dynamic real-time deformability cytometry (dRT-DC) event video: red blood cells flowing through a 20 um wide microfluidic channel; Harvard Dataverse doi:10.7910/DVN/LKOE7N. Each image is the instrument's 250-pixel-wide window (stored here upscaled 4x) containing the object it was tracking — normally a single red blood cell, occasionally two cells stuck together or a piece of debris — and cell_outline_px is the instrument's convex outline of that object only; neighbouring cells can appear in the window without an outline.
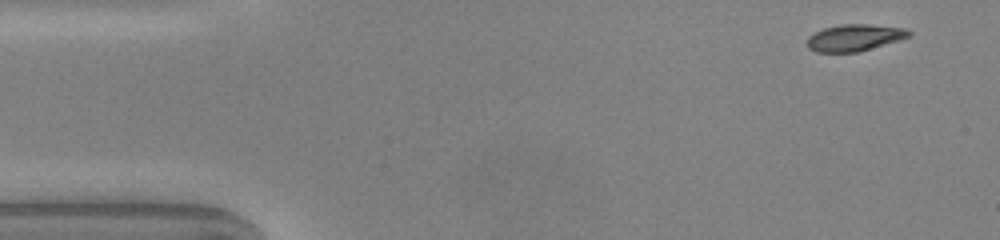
{"species": "common noctule bat (a hibernating species)", "species_latin": "Nyctalus noctula", "temperature_condition": "warm", "stored_images_in_passage": 47, "camera_frame_rate_fps": 3000, "um_per_image_px": 0.085, "animal": {"sex": "male", "body_mass_g": 20.0, "forearm_length_mm": 53.3}, "frame": {"image": 1, "passage_image": 1, "time_ms": 0.0, "image_size_px": [1000, 240], "cell_outline_px": [[912, 36], [900, 40], [856, 52], [816, 52], [808, 48], [808, 36], [824, 28], [840, 24], [864, 24], [904, 28], [912, 32]], "centroid_in_image_um": [72.64, 3.2], "position_along_channel_um": 12.4, "area_um2": 15.72}}
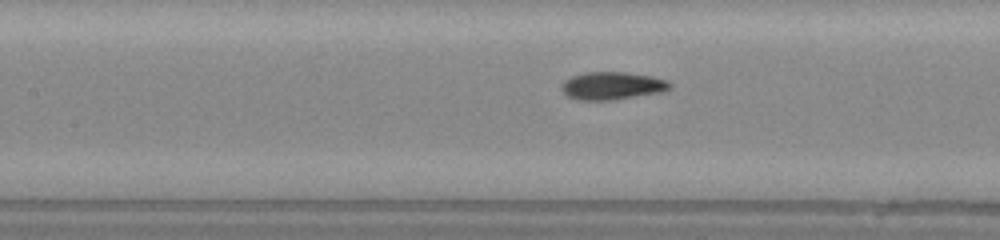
{"frame": {"image": 2, "passage_image": 19, "time_ms": 6.0, "image_size_px": [1000, 240], "cell_outline_px": [[672, 84], [668, 88], [656, 92], [608, 100], [580, 100], [568, 96], [560, 88], [560, 84], [564, 80], [572, 76], [588, 72], [624, 72], [652, 76], [668, 80]], "centroid_in_image_um": [51.96, 7.27], "position_along_channel_um": 155.4, "area_um2": 17.11}}
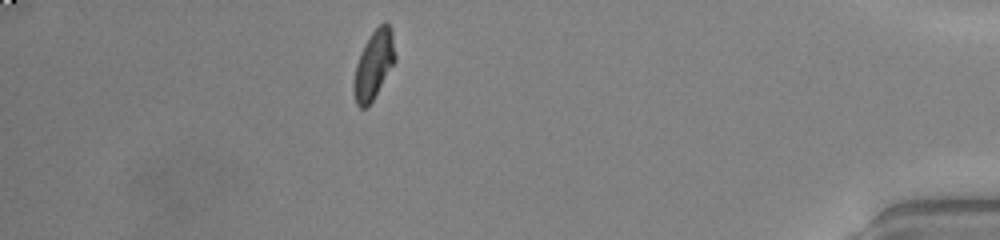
{"frame": {"image": 3, "passage_image": 41, "time_ms": 13.333, "image_size_px": [1000, 240], "cell_outline_px": [[396, 60], [372, 100], [364, 108], [360, 108], [356, 104], [352, 92], [352, 84], [356, 64], [360, 52], [364, 44], [372, 32], [384, 20], [392, 28], [396, 56]], "centroid_in_image_um": [31.76, 5.47], "position_along_channel_um": 403.4, "area_um2": 16.65}, "authors_computed_cell_mechanics": {"area_um2": 16.8198, "velocity_mm_per_s": 4.1041, "shape_relaxation_time_tau1_ms": 4.7474, "shape_relaxation_time_tau2_ms": 0.8647, "deformation_change_tau1": 0.2147, "deformation_change_tau2": 0.053}}